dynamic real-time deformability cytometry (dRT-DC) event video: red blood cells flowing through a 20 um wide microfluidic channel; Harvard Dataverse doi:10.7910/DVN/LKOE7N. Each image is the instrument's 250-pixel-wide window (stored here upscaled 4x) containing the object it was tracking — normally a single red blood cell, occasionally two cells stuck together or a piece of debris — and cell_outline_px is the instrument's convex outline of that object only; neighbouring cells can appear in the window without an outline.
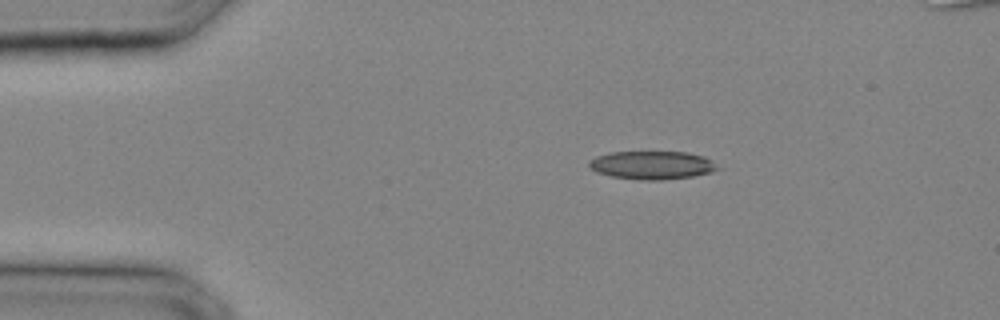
{"species": "common noctule bat (a hibernating species)", "species_latin": "Nyctalus noctula", "temperature_condition": "cold", "stored_images_in_passage": 26, "camera_frame_rate_fps": 3000, "um_per_image_px": 0.085, "animal": {"sex": "male", "body_mass_g": 20.4}, "frame": {"image": 1, "passage_image": 1, "time_ms": 0.0, "image_size_px": [1000, 320], "cell_outline_px": [[720, 168], [712, 172], [692, 176], [660, 180], [640, 180], [612, 176], [596, 172], [588, 164], [588, 160], [596, 156], [608, 152], [688, 152], [704, 156], [712, 160]], "centroid_in_image_um": [55.43, 14.03], "position_along_channel_um": 29.6, "area_um2": 21.21}}
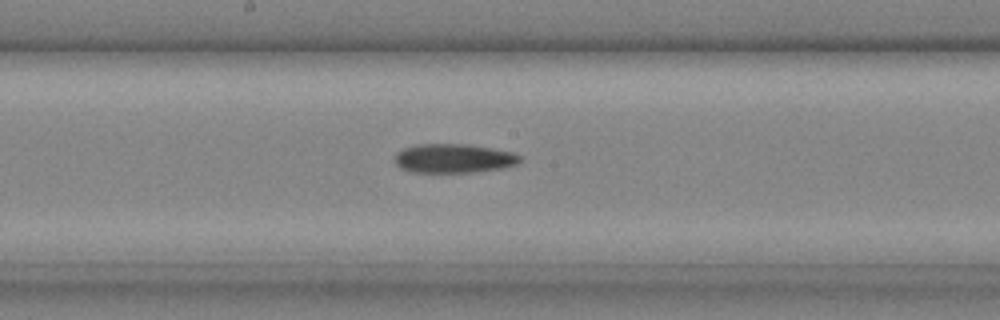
{"frame": {"image": 2, "passage_image": 12, "time_ms": 3.667, "image_size_px": [1000, 320], "cell_outline_px": [[520, 160], [516, 164], [504, 168], [476, 172], [408, 172], [400, 168], [396, 164], [396, 152], [404, 148], [416, 144], [464, 144], [492, 148], [512, 152], [520, 156]], "centroid_in_image_um": [38.54, 13.47], "position_along_channel_um": 209.7, "area_um2": 21.21}}
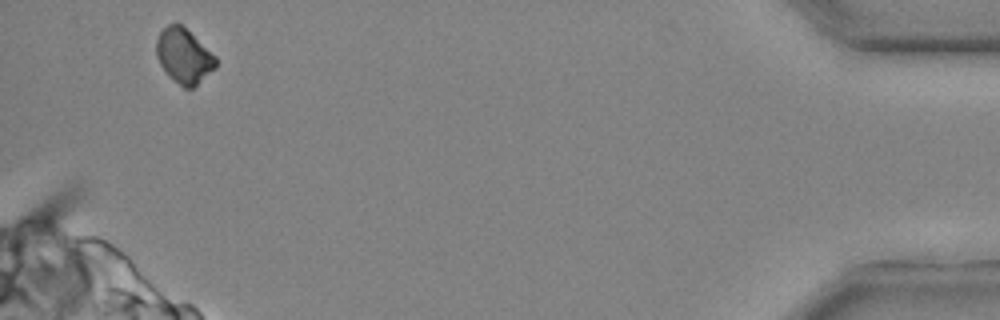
{"frame": {"image": 3, "passage_image": 25, "time_ms": 8.0, "image_size_px": [1000, 320], "cell_outline_px": [[216, 68], [192, 88], [184, 88], [160, 64], [156, 56], [156, 40], [160, 32], [168, 24], [180, 24], [216, 56]], "centroid_in_image_um": [15.64, 4.74], "position_along_channel_um": 419.6, "area_um2": 18.38}}